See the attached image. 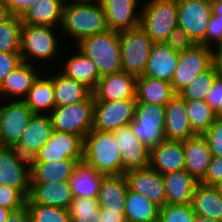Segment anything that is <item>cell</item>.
<instances>
[{"mask_svg": "<svg viewBox=\"0 0 222 222\" xmlns=\"http://www.w3.org/2000/svg\"><path fill=\"white\" fill-rule=\"evenodd\" d=\"M60 28L65 36H71L78 44L86 37L108 30L105 9L103 5L77 4L66 0Z\"/></svg>", "mask_w": 222, "mask_h": 222, "instance_id": "cell-1", "label": "cell"}, {"mask_svg": "<svg viewBox=\"0 0 222 222\" xmlns=\"http://www.w3.org/2000/svg\"><path fill=\"white\" fill-rule=\"evenodd\" d=\"M105 176L122 175L121 153L112 132L91 129L83 138V159Z\"/></svg>", "mask_w": 222, "mask_h": 222, "instance_id": "cell-2", "label": "cell"}, {"mask_svg": "<svg viewBox=\"0 0 222 222\" xmlns=\"http://www.w3.org/2000/svg\"><path fill=\"white\" fill-rule=\"evenodd\" d=\"M76 47L95 62L99 75L122 71L119 32L107 30L82 39Z\"/></svg>", "mask_w": 222, "mask_h": 222, "instance_id": "cell-3", "label": "cell"}, {"mask_svg": "<svg viewBox=\"0 0 222 222\" xmlns=\"http://www.w3.org/2000/svg\"><path fill=\"white\" fill-rule=\"evenodd\" d=\"M141 6L140 26L154 43L164 42L178 26L177 0H147Z\"/></svg>", "mask_w": 222, "mask_h": 222, "instance_id": "cell-4", "label": "cell"}, {"mask_svg": "<svg viewBox=\"0 0 222 222\" xmlns=\"http://www.w3.org/2000/svg\"><path fill=\"white\" fill-rule=\"evenodd\" d=\"M94 96L62 107H55L49 114L53 130L78 135L82 139L93 127Z\"/></svg>", "mask_w": 222, "mask_h": 222, "instance_id": "cell-5", "label": "cell"}, {"mask_svg": "<svg viewBox=\"0 0 222 222\" xmlns=\"http://www.w3.org/2000/svg\"><path fill=\"white\" fill-rule=\"evenodd\" d=\"M52 26L23 24L21 28L20 55L22 62L33 60L48 62L57 55V34ZM56 54V55H55Z\"/></svg>", "mask_w": 222, "mask_h": 222, "instance_id": "cell-6", "label": "cell"}, {"mask_svg": "<svg viewBox=\"0 0 222 222\" xmlns=\"http://www.w3.org/2000/svg\"><path fill=\"white\" fill-rule=\"evenodd\" d=\"M122 71L139 77L143 75L154 42L139 25L119 32Z\"/></svg>", "mask_w": 222, "mask_h": 222, "instance_id": "cell-7", "label": "cell"}, {"mask_svg": "<svg viewBox=\"0 0 222 222\" xmlns=\"http://www.w3.org/2000/svg\"><path fill=\"white\" fill-rule=\"evenodd\" d=\"M133 134L150 149L165 140V105L136 102L134 119L129 124Z\"/></svg>", "mask_w": 222, "mask_h": 222, "instance_id": "cell-8", "label": "cell"}, {"mask_svg": "<svg viewBox=\"0 0 222 222\" xmlns=\"http://www.w3.org/2000/svg\"><path fill=\"white\" fill-rule=\"evenodd\" d=\"M213 64V49L202 44H196L193 48L179 53V60L171 81L174 92L177 94Z\"/></svg>", "mask_w": 222, "mask_h": 222, "instance_id": "cell-9", "label": "cell"}, {"mask_svg": "<svg viewBox=\"0 0 222 222\" xmlns=\"http://www.w3.org/2000/svg\"><path fill=\"white\" fill-rule=\"evenodd\" d=\"M178 26L197 44L205 46V33L212 16L211 0H177Z\"/></svg>", "mask_w": 222, "mask_h": 222, "instance_id": "cell-10", "label": "cell"}, {"mask_svg": "<svg viewBox=\"0 0 222 222\" xmlns=\"http://www.w3.org/2000/svg\"><path fill=\"white\" fill-rule=\"evenodd\" d=\"M136 100L94 101L92 129L112 132L134 119Z\"/></svg>", "mask_w": 222, "mask_h": 222, "instance_id": "cell-11", "label": "cell"}, {"mask_svg": "<svg viewBox=\"0 0 222 222\" xmlns=\"http://www.w3.org/2000/svg\"><path fill=\"white\" fill-rule=\"evenodd\" d=\"M34 113L24 101L0 105V146L18 142Z\"/></svg>", "mask_w": 222, "mask_h": 222, "instance_id": "cell-12", "label": "cell"}, {"mask_svg": "<svg viewBox=\"0 0 222 222\" xmlns=\"http://www.w3.org/2000/svg\"><path fill=\"white\" fill-rule=\"evenodd\" d=\"M112 133L121 153L122 174L131 169L149 167L151 149L133 134L130 125L121 126Z\"/></svg>", "mask_w": 222, "mask_h": 222, "instance_id": "cell-13", "label": "cell"}, {"mask_svg": "<svg viewBox=\"0 0 222 222\" xmlns=\"http://www.w3.org/2000/svg\"><path fill=\"white\" fill-rule=\"evenodd\" d=\"M83 159V139L78 135L53 130L47 143L38 151V162Z\"/></svg>", "mask_w": 222, "mask_h": 222, "instance_id": "cell-14", "label": "cell"}, {"mask_svg": "<svg viewBox=\"0 0 222 222\" xmlns=\"http://www.w3.org/2000/svg\"><path fill=\"white\" fill-rule=\"evenodd\" d=\"M128 188L140 193L147 200L160 208L166 204V193L163 177L150 166L146 168L131 169L124 173Z\"/></svg>", "mask_w": 222, "mask_h": 222, "instance_id": "cell-15", "label": "cell"}, {"mask_svg": "<svg viewBox=\"0 0 222 222\" xmlns=\"http://www.w3.org/2000/svg\"><path fill=\"white\" fill-rule=\"evenodd\" d=\"M136 80L125 71L104 75L92 91L94 101L136 100Z\"/></svg>", "mask_w": 222, "mask_h": 222, "instance_id": "cell-16", "label": "cell"}, {"mask_svg": "<svg viewBox=\"0 0 222 222\" xmlns=\"http://www.w3.org/2000/svg\"><path fill=\"white\" fill-rule=\"evenodd\" d=\"M138 0H104L106 25L108 30L121 32L140 25L141 11Z\"/></svg>", "mask_w": 222, "mask_h": 222, "instance_id": "cell-17", "label": "cell"}, {"mask_svg": "<svg viewBox=\"0 0 222 222\" xmlns=\"http://www.w3.org/2000/svg\"><path fill=\"white\" fill-rule=\"evenodd\" d=\"M8 184L26 199L30 193L31 172L14 157L9 146H0V185Z\"/></svg>", "mask_w": 222, "mask_h": 222, "instance_id": "cell-18", "label": "cell"}, {"mask_svg": "<svg viewBox=\"0 0 222 222\" xmlns=\"http://www.w3.org/2000/svg\"><path fill=\"white\" fill-rule=\"evenodd\" d=\"M149 166L161 175L185 169L183 141L165 139L152 147Z\"/></svg>", "mask_w": 222, "mask_h": 222, "instance_id": "cell-19", "label": "cell"}, {"mask_svg": "<svg viewBox=\"0 0 222 222\" xmlns=\"http://www.w3.org/2000/svg\"><path fill=\"white\" fill-rule=\"evenodd\" d=\"M165 139L187 140L197 135L191 128L185 108V100L178 94L165 105Z\"/></svg>", "mask_w": 222, "mask_h": 222, "instance_id": "cell-20", "label": "cell"}, {"mask_svg": "<svg viewBox=\"0 0 222 222\" xmlns=\"http://www.w3.org/2000/svg\"><path fill=\"white\" fill-rule=\"evenodd\" d=\"M178 60L179 53L172 50L164 42L154 43L142 76L171 83Z\"/></svg>", "mask_w": 222, "mask_h": 222, "instance_id": "cell-21", "label": "cell"}, {"mask_svg": "<svg viewBox=\"0 0 222 222\" xmlns=\"http://www.w3.org/2000/svg\"><path fill=\"white\" fill-rule=\"evenodd\" d=\"M73 198L69 181L31 184L26 203L68 209Z\"/></svg>", "mask_w": 222, "mask_h": 222, "instance_id": "cell-22", "label": "cell"}, {"mask_svg": "<svg viewBox=\"0 0 222 222\" xmlns=\"http://www.w3.org/2000/svg\"><path fill=\"white\" fill-rule=\"evenodd\" d=\"M185 153V170L201 182L208 169L212 155L207 140L201 134L183 141Z\"/></svg>", "mask_w": 222, "mask_h": 222, "instance_id": "cell-23", "label": "cell"}, {"mask_svg": "<svg viewBox=\"0 0 222 222\" xmlns=\"http://www.w3.org/2000/svg\"><path fill=\"white\" fill-rule=\"evenodd\" d=\"M39 75L38 67L36 68L32 63L22 62L1 83V97L9 96L11 100L23 101Z\"/></svg>", "mask_w": 222, "mask_h": 222, "instance_id": "cell-24", "label": "cell"}, {"mask_svg": "<svg viewBox=\"0 0 222 222\" xmlns=\"http://www.w3.org/2000/svg\"><path fill=\"white\" fill-rule=\"evenodd\" d=\"M167 204L191 205L197 182L185 169L162 175Z\"/></svg>", "mask_w": 222, "mask_h": 222, "instance_id": "cell-25", "label": "cell"}, {"mask_svg": "<svg viewBox=\"0 0 222 222\" xmlns=\"http://www.w3.org/2000/svg\"><path fill=\"white\" fill-rule=\"evenodd\" d=\"M127 190L128 183L124 174L104 176L97 196L100 209L124 212Z\"/></svg>", "mask_w": 222, "mask_h": 222, "instance_id": "cell-26", "label": "cell"}, {"mask_svg": "<svg viewBox=\"0 0 222 222\" xmlns=\"http://www.w3.org/2000/svg\"><path fill=\"white\" fill-rule=\"evenodd\" d=\"M104 176L83 160L78 162L69 179L73 197L97 198Z\"/></svg>", "mask_w": 222, "mask_h": 222, "instance_id": "cell-27", "label": "cell"}, {"mask_svg": "<svg viewBox=\"0 0 222 222\" xmlns=\"http://www.w3.org/2000/svg\"><path fill=\"white\" fill-rule=\"evenodd\" d=\"M77 53L73 54L72 57L67 58L64 62L63 70H60L65 76L76 80L84 84L91 91L96 88V85L100 79L99 72L96 64L91 58L84 55L78 48Z\"/></svg>", "mask_w": 222, "mask_h": 222, "instance_id": "cell-28", "label": "cell"}, {"mask_svg": "<svg viewBox=\"0 0 222 222\" xmlns=\"http://www.w3.org/2000/svg\"><path fill=\"white\" fill-rule=\"evenodd\" d=\"M65 1L37 0L21 17L22 23L60 28Z\"/></svg>", "mask_w": 222, "mask_h": 222, "instance_id": "cell-29", "label": "cell"}, {"mask_svg": "<svg viewBox=\"0 0 222 222\" xmlns=\"http://www.w3.org/2000/svg\"><path fill=\"white\" fill-rule=\"evenodd\" d=\"M172 84L168 81L139 76L136 80V101L166 105L174 96Z\"/></svg>", "mask_w": 222, "mask_h": 222, "instance_id": "cell-30", "label": "cell"}, {"mask_svg": "<svg viewBox=\"0 0 222 222\" xmlns=\"http://www.w3.org/2000/svg\"><path fill=\"white\" fill-rule=\"evenodd\" d=\"M23 101L34 114L49 115L56 107L51 76L39 75Z\"/></svg>", "mask_w": 222, "mask_h": 222, "instance_id": "cell-31", "label": "cell"}, {"mask_svg": "<svg viewBox=\"0 0 222 222\" xmlns=\"http://www.w3.org/2000/svg\"><path fill=\"white\" fill-rule=\"evenodd\" d=\"M191 205L196 215L222 222V196L214 186L198 183Z\"/></svg>", "mask_w": 222, "mask_h": 222, "instance_id": "cell-32", "label": "cell"}, {"mask_svg": "<svg viewBox=\"0 0 222 222\" xmlns=\"http://www.w3.org/2000/svg\"><path fill=\"white\" fill-rule=\"evenodd\" d=\"M56 107H62L85 100L92 91L84 84L62 74L51 75Z\"/></svg>", "mask_w": 222, "mask_h": 222, "instance_id": "cell-33", "label": "cell"}, {"mask_svg": "<svg viewBox=\"0 0 222 222\" xmlns=\"http://www.w3.org/2000/svg\"><path fill=\"white\" fill-rule=\"evenodd\" d=\"M77 160L37 162L30 170L31 184L69 181Z\"/></svg>", "mask_w": 222, "mask_h": 222, "instance_id": "cell-34", "label": "cell"}, {"mask_svg": "<svg viewBox=\"0 0 222 222\" xmlns=\"http://www.w3.org/2000/svg\"><path fill=\"white\" fill-rule=\"evenodd\" d=\"M160 207L128 188L124 215L126 222H158Z\"/></svg>", "mask_w": 222, "mask_h": 222, "instance_id": "cell-35", "label": "cell"}, {"mask_svg": "<svg viewBox=\"0 0 222 222\" xmlns=\"http://www.w3.org/2000/svg\"><path fill=\"white\" fill-rule=\"evenodd\" d=\"M52 131L49 115L34 114L18 142L38 152L47 143Z\"/></svg>", "mask_w": 222, "mask_h": 222, "instance_id": "cell-36", "label": "cell"}, {"mask_svg": "<svg viewBox=\"0 0 222 222\" xmlns=\"http://www.w3.org/2000/svg\"><path fill=\"white\" fill-rule=\"evenodd\" d=\"M185 108L191 128L196 134L205 133L217 118L205 100H185Z\"/></svg>", "mask_w": 222, "mask_h": 222, "instance_id": "cell-37", "label": "cell"}, {"mask_svg": "<svg viewBox=\"0 0 222 222\" xmlns=\"http://www.w3.org/2000/svg\"><path fill=\"white\" fill-rule=\"evenodd\" d=\"M219 75L217 68L213 64L208 70L200 73L187 86L181 89L177 94L184 100H205Z\"/></svg>", "mask_w": 222, "mask_h": 222, "instance_id": "cell-38", "label": "cell"}, {"mask_svg": "<svg viewBox=\"0 0 222 222\" xmlns=\"http://www.w3.org/2000/svg\"><path fill=\"white\" fill-rule=\"evenodd\" d=\"M100 210L97 198L74 197L68 213L71 222H102Z\"/></svg>", "mask_w": 222, "mask_h": 222, "instance_id": "cell-39", "label": "cell"}, {"mask_svg": "<svg viewBox=\"0 0 222 222\" xmlns=\"http://www.w3.org/2000/svg\"><path fill=\"white\" fill-rule=\"evenodd\" d=\"M21 17L11 15L0 23V51L20 52Z\"/></svg>", "mask_w": 222, "mask_h": 222, "instance_id": "cell-40", "label": "cell"}, {"mask_svg": "<svg viewBox=\"0 0 222 222\" xmlns=\"http://www.w3.org/2000/svg\"><path fill=\"white\" fill-rule=\"evenodd\" d=\"M30 222H71L68 209L43 204L26 203Z\"/></svg>", "mask_w": 222, "mask_h": 222, "instance_id": "cell-41", "label": "cell"}, {"mask_svg": "<svg viewBox=\"0 0 222 222\" xmlns=\"http://www.w3.org/2000/svg\"><path fill=\"white\" fill-rule=\"evenodd\" d=\"M211 5L212 16L205 33V46L214 49L222 42V0H211Z\"/></svg>", "mask_w": 222, "mask_h": 222, "instance_id": "cell-42", "label": "cell"}, {"mask_svg": "<svg viewBox=\"0 0 222 222\" xmlns=\"http://www.w3.org/2000/svg\"><path fill=\"white\" fill-rule=\"evenodd\" d=\"M192 205L165 204L160 208L158 222H194Z\"/></svg>", "mask_w": 222, "mask_h": 222, "instance_id": "cell-43", "label": "cell"}, {"mask_svg": "<svg viewBox=\"0 0 222 222\" xmlns=\"http://www.w3.org/2000/svg\"><path fill=\"white\" fill-rule=\"evenodd\" d=\"M164 43L178 53L191 49L197 44L195 40H193L192 37L179 26L174 28V30L168 34Z\"/></svg>", "mask_w": 222, "mask_h": 222, "instance_id": "cell-44", "label": "cell"}, {"mask_svg": "<svg viewBox=\"0 0 222 222\" xmlns=\"http://www.w3.org/2000/svg\"><path fill=\"white\" fill-rule=\"evenodd\" d=\"M202 135L207 140L212 157H222V118L217 117Z\"/></svg>", "mask_w": 222, "mask_h": 222, "instance_id": "cell-45", "label": "cell"}, {"mask_svg": "<svg viewBox=\"0 0 222 222\" xmlns=\"http://www.w3.org/2000/svg\"><path fill=\"white\" fill-rule=\"evenodd\" d=\"M26 198L16 189L11 188L8 184L0 185V206L18 210L26 205Z\"/></svg>", "mask_w": 222, "mask_h": 222, "instance_id": "cell-46", "label": "cell"}, {"mask_svg": "<svg viewBox=\"0 0 222 222\" xmlns=\"http://www.w3.org/2000/svg\"><path fill=\"white\" fill-rule=\"evenodd\" d=\"M15 159L31 170L38 162V152L32 150L27 145L15 142L9 146Z\"/></svg>", "mask_w": 222, "mask_h": 222, "instance_id": "cell-47", "label": "cell"}, {"mask_svg": "<svg viewBox=\"0 0 222 222\" xmlns=\"http://www.w3.org/2000/svg\"><path fill=\"white\" fill-rule=\"evenodd\" d=\"M205 101L215 111L217 117L222 118V75L215 78L212 88L206 95Z\"/></svg>", "mask_w": 222, "mask_h": 222, "instance_id": "cell-48", "label": "cell"}, {"mask_svg": "<svg viewBox=\"0 0 222 222\" xmlns=\"http://www.w3.org/2000/svg\"><path fill=\"white\" fill-rule=\"evenodd\" d=\"M22 63L20 52L0 51V85L5 77Z\"/></svg>", "mask_w": 222, "mask_h": 222, "instance_id": "cell-49", "label": "cell"}, {"mask_svg": "<svg viewBox=\"0 0 222 222\" xmlns=\"http://www.w3.org/2000/svg\"><path fill=\"white\" fill-rule=\"evenodd\" d=\"M222 180V157H212L204 179L200 182L208 186H215Z\"/></svg>", "mask_w": 222, "mask_h": 222, "instance_id": "cell-50", "label": "cell"}, {"mask_svg": "<svg viewBox=\"0 0 222 222\" xmlns=\"http://www.w3.org/2000/svg\"><path fill=\"white\" fill-rule=\"evenodd\" d=\"M11 15L22 17L37 0H3Z\"/></svg>", "mask_w": 222, "mask_h": 222, "instance_id": "cell-51", "label": "cell"}, {"mask_svg": "<svg viewBox=\"0 0 222 222\" xmlns=\"http://www.w3.org/2000/svg\"><path fill=\"white\" fill-rule=\"evenodd\" d=\"M6 222H30L29 210L27 206L11 211Z\"/></svg>", "mask_w": 222, "mask_h": 222, "instance_id": "cell-52", "label": "cell"}, {"mask_svg": "<svg viewBox=\"0 0 222 222\" xmlns=\"http://www.w3.org/2000/svg\"><path fill=\"white\" fill-rule=\"evenodd\" d=\"M102 222H126L124 212H113L101 209Z\"/></svg>", "mask_w": 222, "mask_h": 222, "instance_id": "cell-53", "label": "cell"}, {"mask_svg": "<svg viewBox=\"0 0 222 222\" xmlns=\"http://www.w3.org/2000/svg\"><path fill=\"white\" fill-rule=\"evenodd\" d=\"M213 60L218 73L222 75V42L213 49Z\"/></svg>", "mask_w": 222, "mask_h": 222, "instance_id": "cell-54", "label": "cell"}, {"mask_svg": "<svg viewBox=\"0 0 222 222\" xmlns=\"http://www.w3.org/2000/svg\"><path fill=\"white\" fill-rule=\"evenodd\" d=\"M10 16L11 14L8 10L6 3L3 0H0V23Z\"/></svg>", "mask_w": 222, "mask_h": 222, "instance_id": "cell-55", "label": "cell"}, {"mask_svg": "<svg viewBox=\"0 0 222 222\" xmlns=\"http://www.w3.org/2000/svg\"><path fill=\"white\" fill-rule=\"evenodd\" d=\"M104 0H69V2L88 5H102Z\"/></svg>", "mask_w": 222, "mask_h": 222, "instance_id": "cell-56", "label": "cell"}, {"mask_svg": "<svg viewBox=\"0 0 222 222\" xmlns=\"http://www.w3.org/2000/svg\"><path fill=\"white\" fill-rule=\"evenodd\" d=\"M10 213H11L10 209L0 206V222H6Z\"/></svg>", "mask_w": 222, "mask_h": 222, "instance_id": "cell-57", "label": "cell"}, {"mask_svg": "<svg viewBox=\"0 0 222 222\" xmlns=\"http://www.w3.org/2000/svg\"><path fill=\"white\" fill-rule=\"evenodd\" d=\"M194 222H220V221L213 220V219L206 218V217H202L199 215H195Z\"/></svg>", "mask_w": 222, "mask_h": 222, "instance_id": "cell-58", "label": "cell"}, {"mask_svg": "<svg viewBox=\"0 0 222 222\" xmlns=\"http://www.w3.org/2000/svg\"><path fill=\"white\" fill-rule=\"evenodd\" d=\"M217 192L222 196V180L214 186Z\"/></svg>", "mask_w": 222, "mask_h": 222, "instance_id": "cell-59", "label": "cell"}]
</instances>
